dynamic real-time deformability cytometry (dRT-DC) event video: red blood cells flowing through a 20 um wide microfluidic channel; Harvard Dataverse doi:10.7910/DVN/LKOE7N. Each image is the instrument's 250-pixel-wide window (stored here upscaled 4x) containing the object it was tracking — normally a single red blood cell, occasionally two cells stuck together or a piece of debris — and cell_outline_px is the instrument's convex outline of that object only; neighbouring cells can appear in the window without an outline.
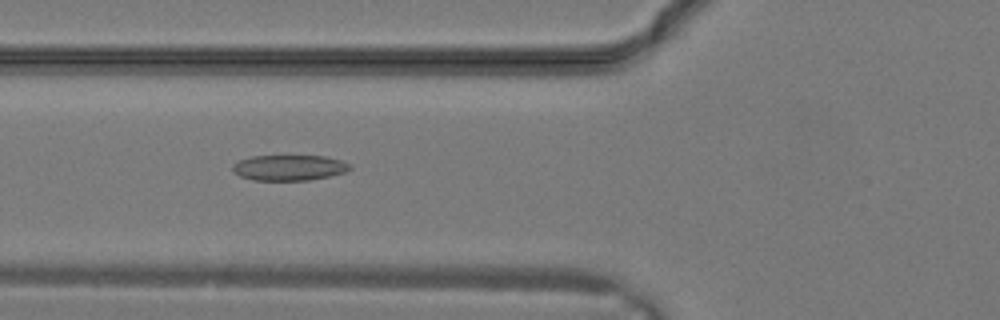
{"species": "common noctule bat (a hibernating species)", "species_latin": "Nyctalus noctula", "temperature_condition": "warm", "stored_images_in_passage": 31, "camera_frame_rate_fps": 3000, "um_per_image_px": 0.085, "animal": {"sex": "male", "body_mass_g": 19.2, "forearm_length_mm": 51.8}, "frame": {"image": 1, "passage_image": 11, "time_ms": 3.333, "image_size_px": [1000, 320], "cell_outline_px": [[352, 168], [344, 172], [328, 176], [308, 180], [252, 180], [240, 176], [232, 172], [232, 164], [240, 160], [252, 156], [324, 156], [340, 160], [352, 164]], "centroid_in_image_um": [24.55, 14.25], "position_along_channel_um": 101.2, "area_um2": 17.46}}
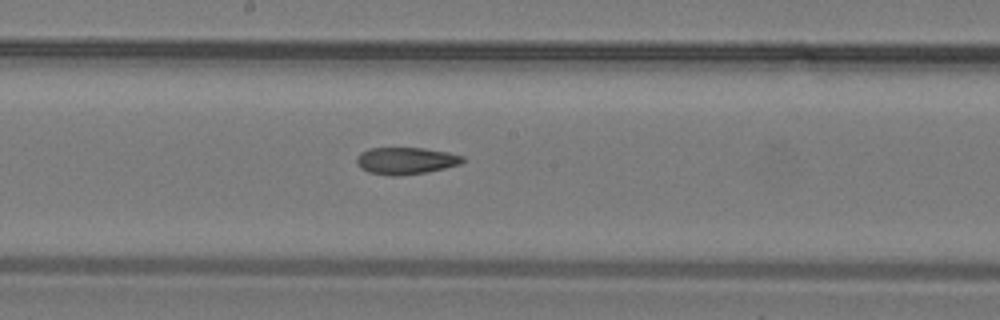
{"frame": {"image": 2, "passage_image": 16, "time_ms": 5.0, "image_size_px": [1000, 320], "cell_outline_px": [[464, 160], [460, 164], [444, 168], [424, 172], [392, 176], [368, 172], [360, 168], [356, 164], [356, 156], [360, 152], [368, 148], [424, 148], [448, 152], [464, 156]], "centroid_in_image_um": [34.45, 13.65], "position_along_channel_um": 213.8, "area_um2": 16.65}}
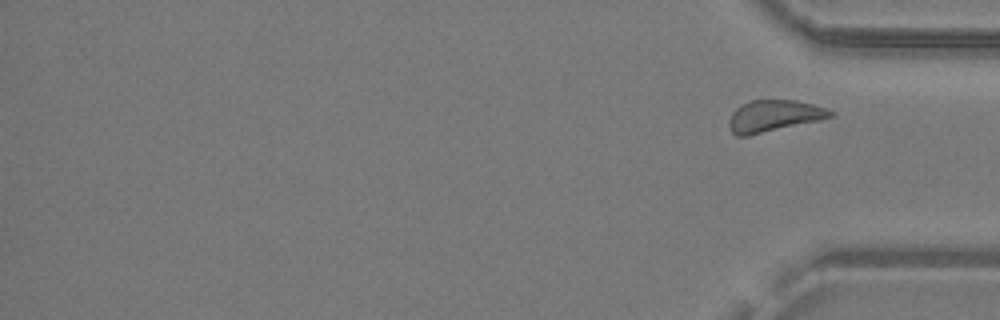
{"frame": {"image": 3, "passage_image": 31, "time_ms": 10.0, "image_size_px": [1000, 320], "cell_outline_px": [[832, 116], [820, 120], [748, 136], [736, 136], [732, 132], [728, 124], [732, 112], [740, 104], [752, 100], [796, 100], [812, 104], [824, 108], [832, 112]], "centroid_in_image_um": [65.72, 9.86], "position_along_channel_um": 369.5, "area_um2": 18.55}}